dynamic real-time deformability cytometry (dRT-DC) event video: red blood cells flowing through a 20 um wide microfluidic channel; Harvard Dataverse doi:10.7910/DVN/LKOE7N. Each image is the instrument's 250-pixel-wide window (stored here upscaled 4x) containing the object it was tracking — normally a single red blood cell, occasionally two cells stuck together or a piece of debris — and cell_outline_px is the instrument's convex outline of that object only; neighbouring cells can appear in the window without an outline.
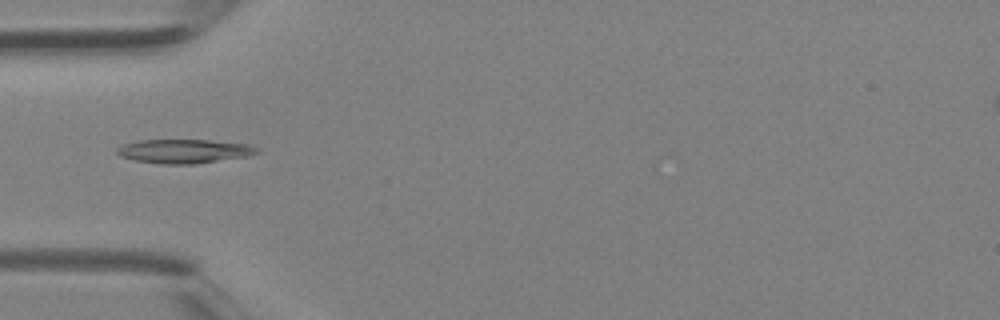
{"species": "Egyptian fruit bat (a non-hibernating species)", "species_latin": "Rousettus aegyptiacus", "temperature_condition": "room temperature", "stored_images_in_passage": 37, "camera_frame_rate_fps": 3000, "um_per_image_px": 0.085, "animal": {"sex": "female"}, "frame": {"image": 1, "passage_image": 10, "time_ms": 3.0, "image_size_px": [1000, 320], "cell_outline_px": [[260, 152], [248, 156], [192, 164], [160, 164], [132, 160], [120, 156], [116, 152], [116, 148], [120, 144], [136, 140], [208, 140], [252, 144]], "centroid_in_image_um": [15.6, 12.84], "position_along_channel_um": 69.4, "area_um2": 19.77}}
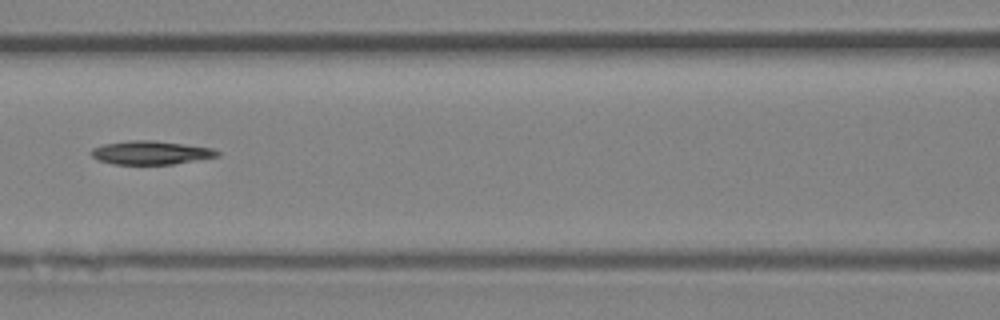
{"frame": {"image": 2, "passage_image": 15, "time_ms": 4.667, "image_size_px": [1000, 320], "cell_outline_px": [[220, 156], [172, 164], [112, 164], [100, 160], [92, 156], [92, 148], [104, 144], [128, 140], [152, 140], [212, 148], [220, 152]], "centroid_in_image_um": [12.82, 12.97], "position_along_channel_um": 153.8, "area_um2": 17.11}}
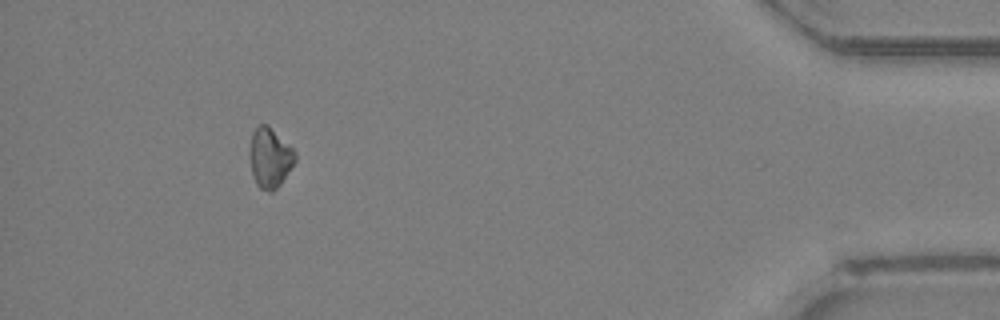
{"frame": {"image": 3, "passage_image": 34, "time_ms": 11.0, "image_size_px": [1000, 320], "cell_outline_px": [[296, 160], [280, 184], [272, 192], [268, 192], [260, 188], [256, 184], [252, 176], [248, 152], [252, 132], [260, 124], [268, 124], [296, 152]], "centroid_in_image_um": [22.91, 13.41], "position_along_channel_um": 412.3, "area_um2": 16.01}}